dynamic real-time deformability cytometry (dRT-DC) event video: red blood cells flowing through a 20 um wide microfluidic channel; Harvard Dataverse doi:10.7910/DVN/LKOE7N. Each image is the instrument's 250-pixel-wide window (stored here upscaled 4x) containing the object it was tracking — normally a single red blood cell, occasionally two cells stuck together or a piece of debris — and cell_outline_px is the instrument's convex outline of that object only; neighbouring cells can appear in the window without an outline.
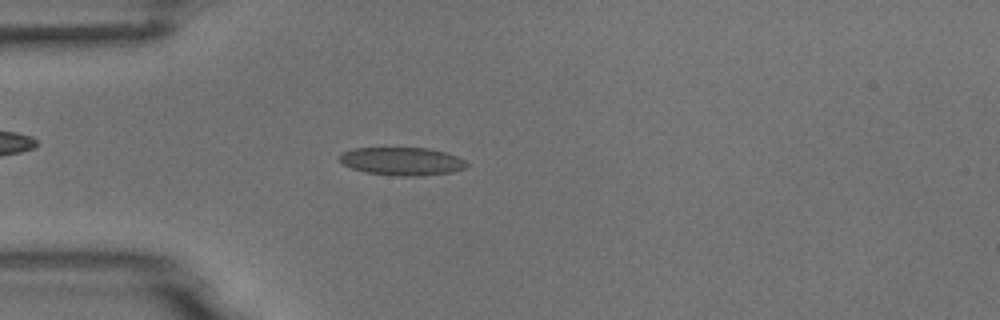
{"species": "common noctule bat (a hibernating species)", "species_latin": "Nyctalus noctula", "temperature_condition": "room temperature", "stored_images_in_passage": 53, "camera_frame_rate_fps": 3000, "um_per_image_px": 0.085, "animal": {"sex": "male", "body_mass_g": 18.8}, "frame": {"image": 1, "passage_image": 14, "time_ms": 4.333, "image_size_px": [1000, 320], "cell_outline_px": [[468, 168], [452, 172], [420, 176], [400, 176], [364, 172], [352, 168], [344, 164], [340, 160], [340, 156], [344, 152], [352, 148], [428, 148], [444, 152], [456, 156], [464, 160], [468, 164]], "centroid_in_image_um": [34.21, 13.71], "position_along_channel_um": 50.8, "area_um2": 20.69}}
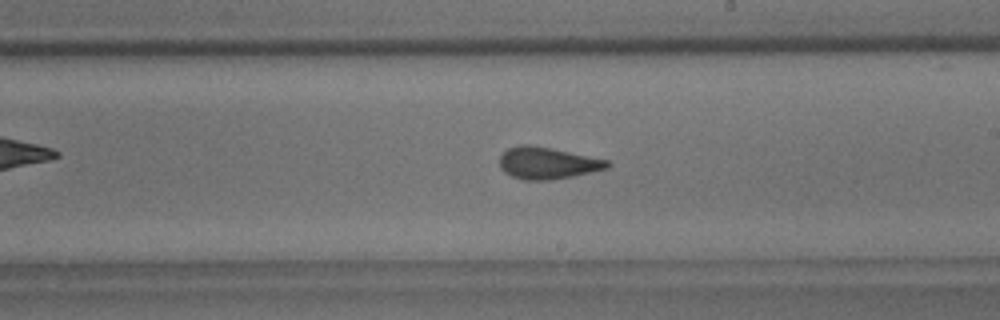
{"frame": {"image": 2, "passage_image": 30, "time_ms": 9.667, "image_size_px": [1000, 320], "cell_outline_px": [[612, 164], [608, 168], [572, 176], [552, 180], [524, 180], [512, 176], [504, 172], [500, 168], [500, 156], [508, 148], [520, 144], [528, 144], [552, 148], [608, 160]], "centroid_in_image_um": [46.52, 13.86], "position_along_channel_um": 242.5, "area_um2": 20.0}}
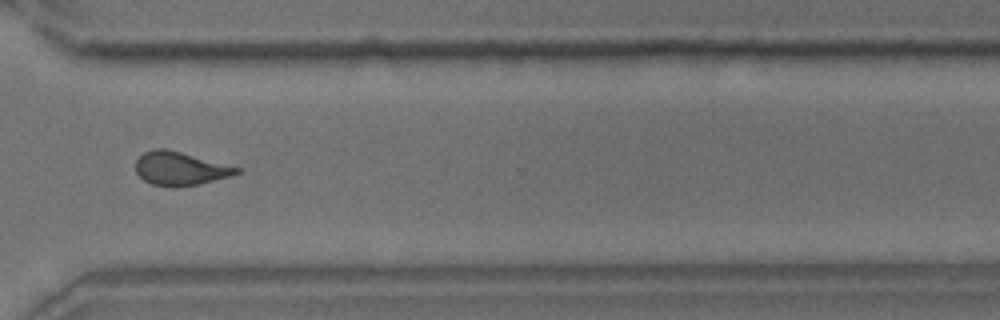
{"frame": {"image": 3, "passage_image": 39, "time_ms": 12.667, "image_size_px": [1000, 320], "cell_outline_px": [[240, 172], [232, 176], [200, 184], [176, 188], [152, 184], [144, 180], [136, 172], [136, 160], [144, 152], [156, 148], [168, 148], [240, 168]], "centroid_in_image_um": [15.31, 14.33], "position_along_channel_um": 355.3, "area_um2": 19.83}, "authors_computed_cell_mechanics": {"area_um2": 19.8254, "velocity_mm_per_s": 3.7702, "shape_relaxation_time_tau1_ms": null, "shape_relaxation_time_tau2_ms": 1.5678, "deformation_change_tau1": null, "deformation_change_tau2": 0.0772}}